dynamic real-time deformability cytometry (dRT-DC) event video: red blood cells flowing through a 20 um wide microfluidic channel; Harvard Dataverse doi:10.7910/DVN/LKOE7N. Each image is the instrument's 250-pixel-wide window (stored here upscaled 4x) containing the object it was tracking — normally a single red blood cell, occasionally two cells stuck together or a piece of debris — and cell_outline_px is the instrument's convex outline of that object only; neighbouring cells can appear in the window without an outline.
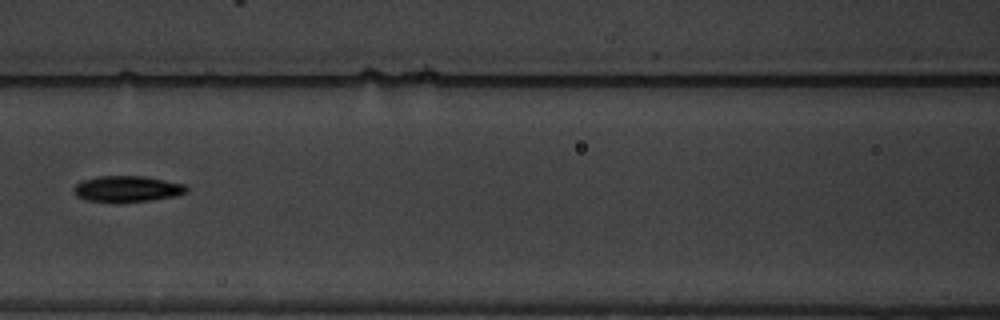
{"species": "common noctule bat (a hibernating species)", "species_latin": "Nyctalus noctula", "temperature_condition": "warm", "stored_images_in_passage": 6, "camera_frame_rate_fps": 3000, "um_per_image_px": 0.085, "animal": {"sex": "male", "body_mass_g": 19.5, "forearm_length_mm": 54.6}, "frame": {"image": 1, "passage_image": 4, "time_ms": 4.333, "image_size_px": [1000, 320], "cell_outline_px": [[188, 192], [176, 196], [124, 204], [112, 204], [84, 200], [76, 196], [72, 192], [72, 188], [76, 184], [84, 180], [96, 176], [144, 176], [184, 184], [188, 188]], "centroid_in_image_um": [10.75, 16.09], "position_along_channel_um": 155.8, "area_um2": 17.8}}
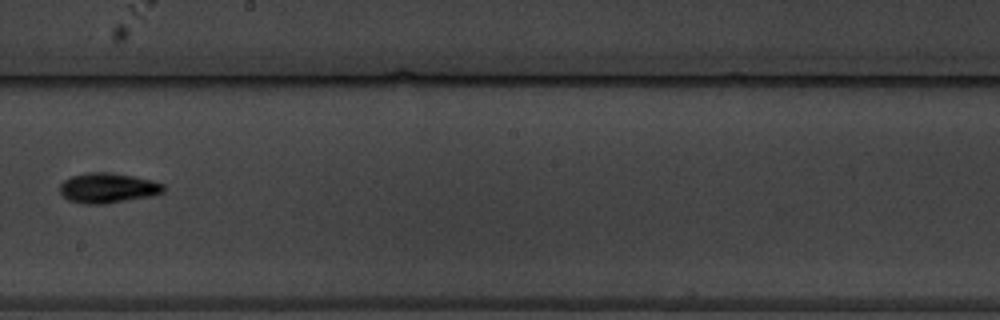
{"frame": {"image": 2, "passage_image": 6, "time_ms": 6.667, "image_size_px": [1000, 320], "cell_outline_px": [[164, 192], [152, 196], [104, 204], [80, 204], [68, 200], [60, 192], [60, 184], [64, 180], [72, 176], [84, 172], [108, 172], [136, 176], [152, 180], [164, 184]], "centroid_in_image_um": [9.16, 15.97], "position_along_channel_um": 239.0, "area_um2": 18.38}}